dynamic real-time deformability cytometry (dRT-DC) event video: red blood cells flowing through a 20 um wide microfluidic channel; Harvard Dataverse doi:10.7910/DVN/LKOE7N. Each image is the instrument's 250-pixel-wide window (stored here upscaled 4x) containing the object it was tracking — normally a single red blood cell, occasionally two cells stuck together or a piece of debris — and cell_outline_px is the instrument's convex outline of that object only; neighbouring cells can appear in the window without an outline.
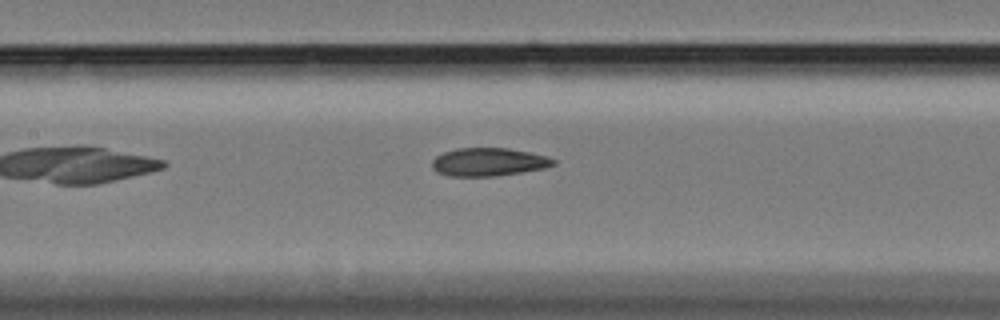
{"species": "Egyptian fruit bat (a non-hibernating species)", "species_latin": "Rousettus aegyptiacus", "temperature_condition": "cold", "stored_images_in_passage": 32, "camera_frame_rate_fps": 3000, "um_per_image_px": 0.085, "animal": {"sex": "female"}, "frame": {"image": 1, "passage_image": 11, "time_ms": 3.333, "image_size_px": [1000, 320], "cell_outline_px": [[556, 164], [544, 168], [496, 176], [448, 176], [436, 172], [432, 168], [432, 160], [436, 156], [444, 152], [456, 148], [508, 148], [548, 156], [556, 160]], "centroid_in_image_um": [41.51, 13.77], "position_along_channel_um": 165.9, "area_um2": 19.94}}
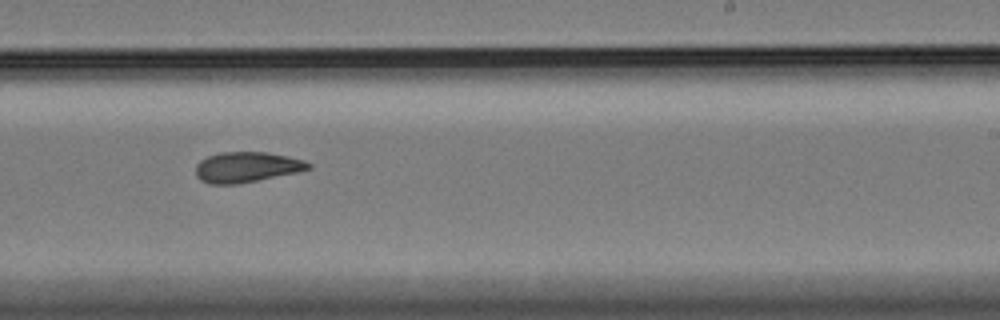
{"frame": {"image": 2, "passage_image": 20, "time_ms": 6.333, "image_size_px": [1000, 320], "cell_outline_px": [[312, 168], [296, 172], [236, 184], [208, 184], [200, 180], [196, 176], [196, 164], [200, 160], [208, 156], [220, 152], [268, 152], [288, 156], [304, 160], [312, 164]], "centroid_in_image_um": [20.95, 14.19], "position_along_channel_um": 268.1, "area_um2": 19.94}}
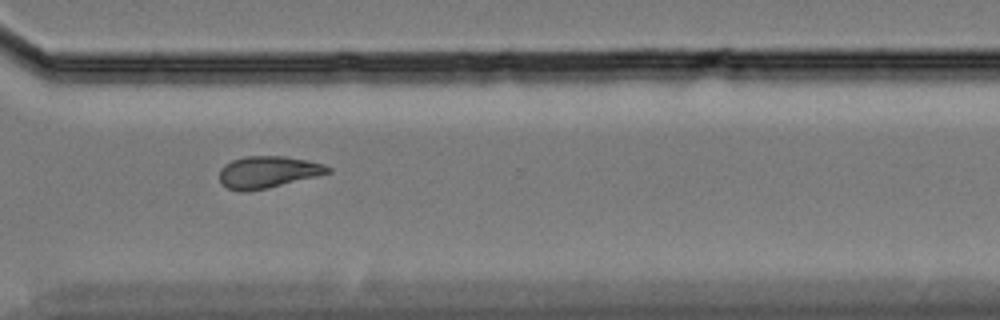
{"frame": {"image": 3, "passage_image": 27, "time_ms": 8.667, "image_size_px": [1000, 320], "cell_outline_px": [[332, 172], [268, 188], [248, 192], [236, 192], [220, 184], [220, 168], [224, 164], [232, 160], [244, 156], [284, 156], [308, 160], [324, 164], [332, 168]], "centroid_in_image_um": [22.74, 14.63], "position_along_channel_um": 347.9, "area_um2": 20.4}}